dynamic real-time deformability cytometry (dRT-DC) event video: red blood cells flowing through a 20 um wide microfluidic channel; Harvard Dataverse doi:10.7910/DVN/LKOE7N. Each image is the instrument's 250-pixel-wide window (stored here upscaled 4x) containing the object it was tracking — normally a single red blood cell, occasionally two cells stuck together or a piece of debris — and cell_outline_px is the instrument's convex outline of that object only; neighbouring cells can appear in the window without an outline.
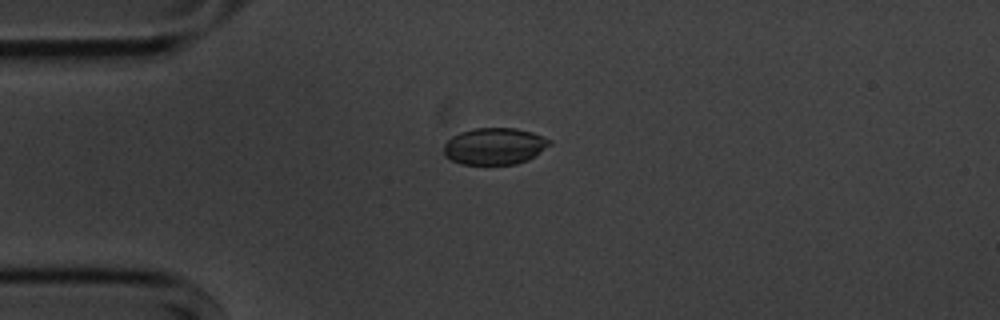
{"species": "common noctule bat (a hibernating species)", "species_latin": "Nyctalus noctula", "temperature_condition": "cold", "stored_images_in_passage": 46, "camera_frame_rate_fps": 3000, "um_per_image_px": 0.085, "animal": {"sex": "male", "body_mass_g": 20.1, "forearm_length_mm": 53.5}, "frame": {"image": 1, "passage_image": 4, "time_ms": 1.0, "image_size_px": [1000, 320], "cell_outline_px": [[552, 144], [528, 160], [516, 164], [460, 164], [444, 156], [444, 144], [452, 136], [460, 132], [476, 128], [516, 128], [532, 132], [552, 140]], "centroid_in_image_um": [42.04, 12.42], "position_along_channel_um": 43.0, "area_um2": 22.72}}
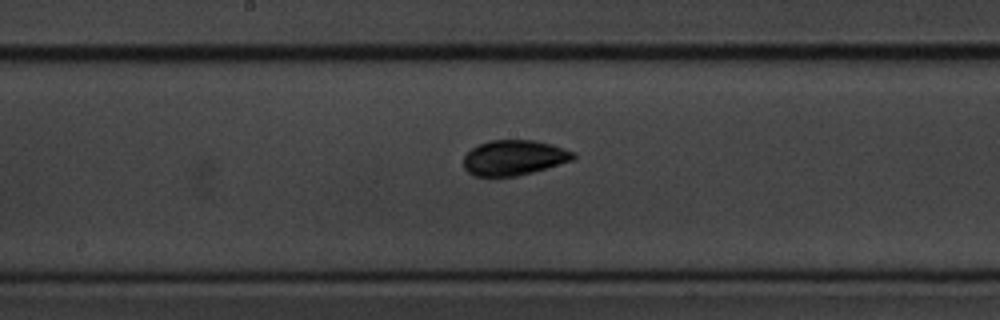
{"frame": {"image": 2, "passage_image": 19, "time_ms": 6.0, "image_size_px": [1000, 320], "cell_outline_px": [[576, 156], [572, 160], [532, 172], [516, 176], [472, 176], [464, 168], [464, 156], [472, 148], [488, 140], [532, 140], [552, 144], [576, 152]], "centroid_in_image_um": [43.68, 13.4], "position_along_channel_um": 204.5, "area_um2": 22.43}}
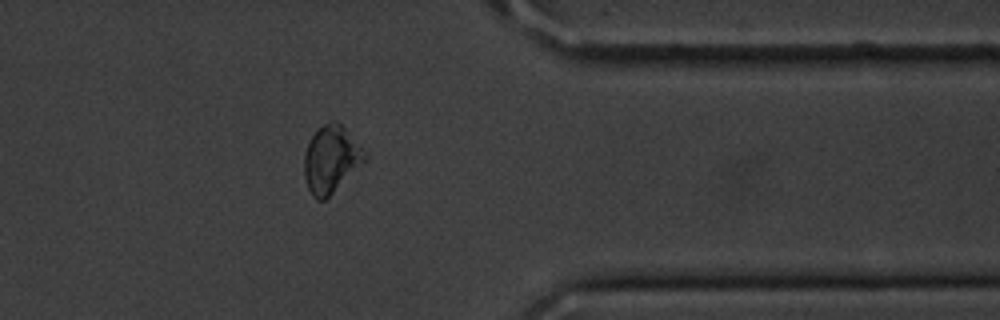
{"frame": {"image": 3, "passage_image": 35, "time_ms": 11.333, "image_size_px": [1000, 320], "cell_outline_px": [[368, 156], [324, 200], [316, 200], [312, 196], [308, 188], [304, 176], [304, 156], [308, 140], [324, 124], [332, 120], [340, 124], [344, 128]], "centroid_in_image_um": [28.08, 13.54], "position_along_channel_um": 383.3, "area_um2": 22.77}, "authors_computed_cell_mechanics": {"area_um2": 22.8021, "velocity_mm_per_s": 3.5989, "shape_relaxation_time_tau1_ms": 4.1307, "shape_relaxation_time_tau2_ms": null, "deformation_change_tau1": 0.0726, "deformation_change_tau2": null}}